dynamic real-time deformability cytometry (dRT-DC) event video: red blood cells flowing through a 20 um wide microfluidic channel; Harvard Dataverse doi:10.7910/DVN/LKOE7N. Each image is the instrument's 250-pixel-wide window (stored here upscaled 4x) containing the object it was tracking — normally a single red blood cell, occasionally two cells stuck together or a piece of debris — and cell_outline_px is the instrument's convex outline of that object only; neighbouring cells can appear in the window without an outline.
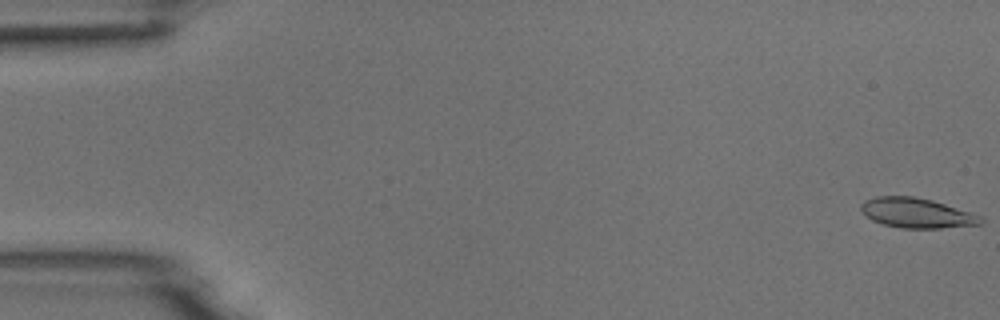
{"species": "common noctule bat (a hibernating species)", "species_latin": "Nyctalus noctula", "temperature_condition": "room temperature", "stored_images_in_passage": 5, "camera_frame_rate_fps": 3000, "um_per_image_px": 0.085, "animal": {"sex": "male", "body_mass_g": 18.8}, "frame": {"image": 1, "passage_image": 1, "time_ms": 0.0, "image_size_px": [1000, 320], "cell_outline_px": [[984, 220], [980, 224], [940, 228], [900, 228], [884, 224], [872, 220], [860, 208], [860, 204], [864, 200], [876, 196], [912, 196], [932, 200], [980, 216]], "centroid_in_image_um": [77.88, 18.1], "position_along_channel_um": 7.1, "area_um2": 20.52}}
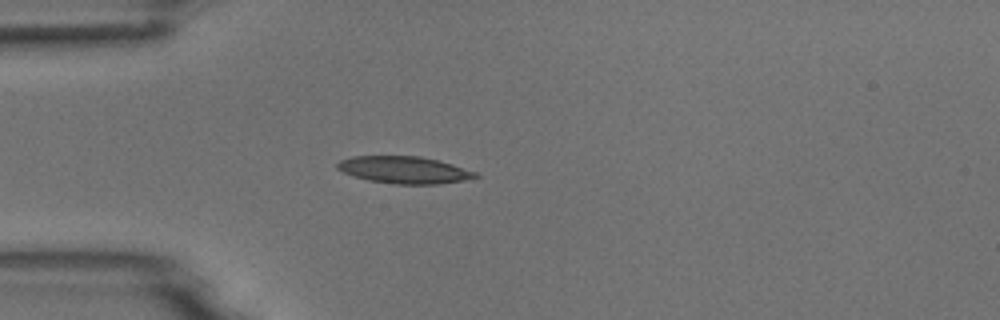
{"frame": {"image": 2, "passage_image": 5, "time_ms": 4.667, "image_size_px": [1000, 320], "cell_outline_px": [[480, 176], [464, 180], [436, 184], [396, 184], [368, 180], [344, 172], [336, 168], [336, 164], [340, 160], [352, 156], [420, 156], [452, 164], [476, 172]], "centroid_in_image_um": [34.35, 14.44], "position_along_channel_um": 50.7, "area_um2": 21.56}}